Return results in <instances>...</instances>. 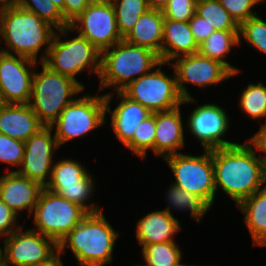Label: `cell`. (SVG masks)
<instances>
[{"label": "cell", "mask_w": 266, "mask_h": 266, "mask_svg": "<svg viewBox=\"0 0 266 266\" xmlns=\"http://www.w3.org/2000/svg\"><path fill=\"white\" fill-rule=\"evenodd\" d=\"M237 207L244 214L253 244L259 247L266 246V188L256 191Z\"/></svg>", "instance_id": "cell-24"}, {"label": "cell", "mask_w": 266, "mask_h": 266, "mask_svg": "<svg viewBox=\"0 0 266 266\" xmlns=\"http://www.w3.org/2000/svg\"><path fill=\"white\" fill-rule=\"evenodd\" d=\"M164 19L161 10L148 9L123 39L154 51L161 59Z\"/></svg>", "instance_id": "cell-23"}, {"label": "cell", "mask_w": 266, "mask_h": 266, "mask_svg": "<svg viewBox=\"0 0 266 266\" xmlns=\"http://www.w3.org/2000/svg\"><path fill=\"white\" fill-rule=\"evenodd\" d=\"M40 0H16V2H39Z\"/></svg>", "instance_id": "cell-48"}, {"label": "cell", "mask_w": 266, "mask_h": 266, "mask_svg": "<svg viewBox=\"0 0 266 266\" xmlns=\"http://www.w3.org/2000/svg\"><path fill=\"white\" fill-rule=\"evenodd\" d=\"M19 215L15 214L1 199H0V238L9 236L21 226L17 224Z\"/></svg>", "instance_id": "cell-40"}, {"label": "cell", "mask_w": 266, "mask_h": 266, "mask_svg": "<svg viewBox=\"0 0 266 266\" xmlns=\"http://www.w3.org/2000/svg\"><path fill=\"white\" fill-rule=\"evenodd\" d=\"M226 11L240 25L242 22L257 15L253 11V6L256 4H264L265 0H218Z\"/></svg>", "instance_id": "cell-38"}, {"label": "cell", "mask_w": 266, "mask_h": 266, "mask_svg": "<svg viewBox=\"0 0 266 266\" xmlns=\"http://www.w3.org/2000/svg\"><path fill=\"white\" fill-rule=\"evenodd\" d=\"M197 0H170L162 14L165 19L188 22L196 13Z\"/></svg>", "instance_id": "cell-37"}, {"label": "cell", "mask_w": 266, "mask_h": 266, "mask_svg": "<svg viewBox=\"0 0 266 266\" xmlns=\"http://www.w3.org/2000/svg\"><path fill=\"white\" fill-rule=\"evenodd\" d=\"M16 0H0V6L15 5Z\"/></svg>", "instance_id": "cell-45"}, {"label": "cell", "mask_w": 266, "mask_h": 266, "mask_svg": "<svg viewBox=\"0 0 266 266\" xmlns=\"http://www.w3.org/2000/svg\"><path fill=\"white\" fill-rule=\"evenodd\" d=\"M266 55V22L258 15L242 22L239 26V38Z\"/></svg>", "instance_id": "cell-35"}, {"label": "cell", "mask_w": 266, "mask_h": 266, "mask_svg": "<svg viewBox=\"0 0 266 266\" xmlns=\"http://www.w3.org/2000/svg\"><path fill=\"white\" fill-rule=\"evenodd\" d=\"M61 254L62 253L58 251L49 260L42 262L38 266H64V264L62 263V259L60 258L62 257L60 256Z\"/></svg>", "instance_id": "cell-43"}, {"label": "cell", "mask_w": 266, "mask_h": 266, "mask_svg": "<svg viewBox=\"0 0 266 266\" xmlns=\"http://www.w3.org/2000/svg\"><path fill=\"white\" fill-rule=\"evenodd\" d=\"M188 23L198 45L205 41L215 31V29L197 13H195Z\"/></svg>", "instance_id": "cell-41"}, {"label": "cell", "mask_w": 266, "mask_h": 266, "mask_svg": "<svg viewBox=\"0 0 266 266\" xmlns=\"http://www.w3.org/2000/svg\"><path fill=\"white\" fill-rule=\"evenodd\" d=\"M37 66L38 62L32 59L0 51V98L3 104H29L33 68Z\"/></svg>", "instance_id": "cell-14"}, {"label": "cell", "mask_w": 266, "mask_h": 266, "mask_svg": "<svg viewBox=\"0 0 266 266\" xmlns=\"http://www.w3.org/2000/svg\"><path fill=\"white\" fill-rule=\"evenodd\" d=\"M182 230L179 220L165 210H157L140 218L136 238L142 247L151 244L175 242L173 237Z\"/></svg>", "instance_id": "cell-21"}, {"label": "cell", "mask_w": 266, "mask_h": 266, "mask_svg": "<svg viewBox=\"0 0 266 266\" xmlns=\"http://www.w3.org/2000/svg\"><path fill=\"white\" fill-rule=\"evenodd\" d=\"M173 68V77L163 73L162 65ZM121 92L131 100L140 103L152 113L175 109L182 104L177 89L176 72L171 63L161 61L158 68L129 83Z\"/></svg>", "instance_id": "cell-8"}, {"label": "cell", "mask_w": 266, "mask_h": 266, "mask_svg": "<svg viewBox=\"0 0 266 266\" xmlns=\"http://www.w3.org/2000/svg\"><path fill=\"white\" fill-rule=\"evenodd\" d=\"M57 5L65 18L70 24L76 19L93 0H51Z\"/></svg>", "instance_id": "cell-39"}, {"label": "cell", "mask_w": 266, "mask_h": 266, "mask_svg": "<svg viewBox=\"0 0 266 266\" xmlns=\"http://www.w3.org/2000/svg\"><path fill=\"white\" fill-rule=\"evenodd\" d=\"M240 44L241 38H239V31L215 30L199 45L198 53L202 56L221 62L232 73L238 74L240 69L232 66L225 58L233 49L232 47L240 46Z\"/></svg>", "instance_id": "cell-25"}, {"label": "cell", "mask_w": 266, "mask_h": 266, "mask_svg": "<svg viewBox=\"0 0 266 266\" xmlns=\"http://www.w3.org/2000/svg\"><path fill=\"white\" fill-rule=\"evenodd\" d=\"M114 95L113 93H105V102L107 112L110 113L111 117V127L113 133L117 139L126 146L134 136L135 130H137L138 125L152 114L146 107H143L140 103L135 102L125 96L121 91H116V95L120 98L119 104L111 110L110 102Z\"/></svg>", "instance_id": "cell-18"}, {"label": "cell", "mask_w": 266, "mask_h": 266, "mask_svg": "<svg viewBox=\"0 0 266 266\" xmlns=\"http://www.w3.org/2000/svg\"><path fill=\"white\" fill-rule=\"evenodd\" d=\"M155 130L156 113H152L138 125L133 139L125 147L139 158L145 159L149 149L154 153Z\"/></svg>", "instance_id": "cell-33"}, {"label": "cell", "mask_w": 266, "mask_h": 266, "mask_svg": "<svg viewBox=\"0 0 266 266\" xmlns=\"http://www.w3.org/2000/svg\"><path fill=\"white\" fill-rule=\"evenodd\" d=\"M196 13L215 30L239 31V24L218 0H197Z\"/></svg>", "instance_id": "cell-28"}, {"label": "cell", "mask_w": 266, "mask_h": 266, "mask_svg": "<svg viewBox=\"0 0 266 266\" xmlns=\"http://www.w3.org/2000/svg\"><path fill=\"white\" fill-rule=\"evenodd\" d=\"M52 131V127L45 126L24 142L23 162L20 169L15 170L31 180L40 182L44 187L51 178L54 152L60 148L55 134L52 136Z\"/></svg>", "instance_id": "cell-16"}, {"label": "cell", "mask_w": 266, "mask_h": 266, "mask_svg": "<svg viewBox=\"0 0 266 266\" xmlns=\"http://www.w3.org/2000/svg\"><path fill=\"white\" fill-rule=\"evenodd\" d=\"M171 266H200V265H187V264H182V262L180 260L178 263H175L174 265H171Z\"/></svg>", "instance_id": "cell-47"}, {"label": "cell", "mask_w": 266, "mask_h": 266, "mask_svg": "<svg viewBox=\"0 0 266 266\" xmlns=\"http://www.w3.org/2000/svg\"><path fill=\"white\" fill-rule=\"evenodd\" d=\"M94 178L87 173L81 180L80 185L71 186H45V188L57 195L64 197L68 201L79 205L87 213H96L102 211L101 207L97 203L86 204L88 200L92 197L94 189Z\"/></svg>", "instance_id": "cell-27"}, {"label": "cell", "mask_w": 266, "mask_h": 266, "mask_svg": "<svg viewBox=\"0 0 266 266\" xmlns=\"http://www.w3.org/2000/svg\"><path fill=\"white\" fill-rule=\"evenodd\" d=\"M118 236L102 211L88 213L60 241L59 251L64 253L68 245L80 266H105L113 261Z\"/></svg>", "instance_id": "cell-3"}, {"label": "cell", "mask_w": 266, "mask_h": 266, "mask_svg": "<svg viewBox=\"0 0 266 266\" xmlns=\"http://www.w3.org/2000/svg\"><path fill=\"white\" fill-rule=\"evenodd\" d=\"M247 141L212 150L214 184L221 188L236 205L262 189L264 163Z\"/></svg>", "instance_id": "cell-1"}, {"label": "cell", "mask_w": 266, "mask_h": 266, "mask_svg": "<svg viewBox=\"0 0 266 266\" xmlns=\"http://www.w3.org/2000/svg\"><path fill=\"white\" fill-rule=\"evenodd\" d=\"M161 59L154 51L124 39L101 52L99 91L113 87L121 91L129 83L157 68Z\"/></svg>", "instance_id": "cell-4"}, {"label": "cell", "mask_w": 266, "mask_h": 266, "mask_svg": "<svg viewBox=\"0 0 266 266\" xmlns=\"http://www.w3.org/2000/svg\"><path fill=\"white\" fill-rule=\"evenodd\" d=\"M87 214L79 205L44 188L31 214L34 215L33 230L59 244Z\"/></svg>", "instance_id": "cell-9"}, {"label": "cell", "mask_w": 266, "mask_h": 266, "mask_svg": "<svg viewBox=\"0 0 266 266\" xmlns=\"http://www.w3.org/2000/svg\"><path fill=\"white\" fill-rule=\"evenodd\" d=\"M239 105L252 119L266 117V86L262 82L248 84L241 93Z\"/></svg>", "instance_id": "cell-32"}, {"label": "cell", "mask_w": 266, "mask_h": 266, "mask_svg": "<svg viewBox=\"0 0 266 266\" xmlns=\"http://www.w3.org/2000/svg\"><path fill=\"white\" fill-rule=\"evenodd\" d=\"M42 71H34L29 106L39 120L50 126L63 109L70 104L73 96L84 89L73 79L52 71L43 62Z\"/></svg>", "instance_id": "cell-6"}, {"label": "cell", "mask_w": 266, "mask_h": 266, "mask_svg": "<svg viewBox=\"0 0 266 266\" xmlns=\"http://www.w3.org/2000/svg\"><path fill=\"white\" fill-rule=\"evenodd\" d=\"M170 0H146L148 7L155 10H163Z\"/></svg>", "instance_id": "cell-44"}, {"label": "cell", "mask_w": 266, "mask_h": 266, "mask_svg": "<svg viewBox=\"0 0 266 266\" xmlns=\"http://www.w3.org/2000/svg\"><path fill=\"white\" fill-rule=\"evenodd\" d=\"M171 64L176 72L177 89L183 99L182 104L196 102L188 92L186 83L205 88L216 86L236 75L221 62L199 53L178 57Z\"/></svg>", "instance_id": "cell-11"}, {"label": "cell", "mask_w": 266, "mask_h": 266, "mask_svg": "<svg viewBox=\"0 0 266 266\" xmlns=\"http://www.w3.org/2000/svg\"><path fill=\"white\" fill-rule=\"evenodd\" d=\"M24 152L25 145L23 141L13 139L0 133V162L12 167L17 166L20 169L24 158Z\"/></svg>", "instance_id": "cell-36"}, {"label": "cell", "mask_w": 266, "mask_h": 266, "mask_svg": "<svg viewBox=\"0 0 266 266\" xmlns=\"http://www.w3.org/2000/svg\"><path fill=\"white\" fill-rule=\"evenodd\" d=\"M226 110L214 103H206L191 111L188 129L199 140L203 150H213L237 144L223 139L230 127Z\"/></svg>", "instance_id": "cell-15"}, {"label": "cell", "mask_w": 266, "mask_h": 266, "mask_svg": "<svg viewBox=\"0 0 266 266\" xmlns=\"http://www.w3.org/2000/svg\"><path fill=\"white\" fill-rule=\"evenodd\" d=\"M55 29L24 8L16 5L0 6V44L4 40L8 47L1 49L2 52L38 62L39 51L45 46L44 53L39 56L42 63L48 55Z\"/></svg>", "instance_id": "cell-2"}, {"label": "cell", "mask_w": 266, "mask_h": 266, "mask_svg": "<svg viewBox=\"0 0 266 266\" xmlns=\"http://www.w3.org/2000/svg\"><path fill=\"white\" fill-rule=\"evenodd\" d=\"M44 188L15 171L0 176V199L17 215L28 210L30 217Z\"/></svg>", "instance_id": "cell-17"}, {"label": "cell", "mask_w": 266, "mask_h": 266, "mask_svg": "<svg viewBox=\"0 0 266 266\" xmlns=\"http://www.w3.org/2000/svg\"><path fill=\"white\" fill-rule=\"evenodd\" d=\"M15 5L35 13L42 20L56 28V30L70 26L65 20L61 9L51 0H40L39 2H15Z\"/></svg>", "instance_id": "cell-34"}, {"label": "cell", "mask_w": 266, "mask_h": 266, "mask_svg": "<svg viewBox=\"0 0 266 266\" xmlns=\"http://www.w3.org/2000/svg\"><path fill=\"white\" fill-rule=\"evenodd\" d=\"M0 266H5L4 265V250L0 247Z\"/></svg>", "instance_id": "cell-46"}, {"label": "cell", "mask_w": 266, "mask_h": 266, "mask_svg": "<svg viewBox=\"0 0 266 266\" xmlns=\"http://www.w3.org/2000/svg\"><path fill=\"white\" fill-rule=\"evenodd\" d=\"M175 176V184L192 194L204 198L211 206L214 203L216 189L212 150H203L200 156L178 153L163 159Z\"/></svg>", "instance_id": "cell-10"}, {"label": "cell", "mask_w": 266, "mask_h": 266, "mask_svg": "<svg viewBox=\"0 0 266 266\" xmlns=\"http://www.w3.org/2000/svg\"><path fill=\"white\" fill-rule=\"evenodd\" d=\"M180 107L156 112L154 155L162 156L163 159L180 153L178 150H181L185 144Z\"/></svg>", "instance_id": "cell-19"}, {"label": "cell", "mask_w": 266, "mask_h": 266, "mask_svg": "<svg viewBox=\"0 0 266 266\" xmlns=\"http://www.w3.org/2000/svg\"><path fill=\"white\" fill-rule=\"evenodd\" d=\"M105 109L104 94L96 96L84 94L75 98L50 125L52 129H55L53 133L58 146L77 137L86 136L96 128L105 125Z\"/></svg>", "instance_id": "cell-7"}, {"label": "cell", "mask_w": 266, "mask_h": 266, "mask_svg": "<svg viewBox=\"0 0 266 266\" xmlns=\"http://www.w3.org/2000/svg\"><path fill=\"white\" fill-rule=\"evenodd\" d=\"M198 50L188 22L164 19L161 61L171 63L178 57L198 53Z\"/></svg>", "instance_id": "cell-22"}, {"label": "cell", "mask_w": 266, "mask_h": 266, "mask_svg": "<svg viewBox=\"0 0 266 266\" xmlns=\"http://www.w3.org/2000/svg\"><path fill=\"white\" fill-rule=\"evenodd\" d=\"M70 27L101 52L123 40L110 0H93Z\"/></svg>", "instance_id": "cell-12"}, {"label": "cell", "mask_w": 266, "mask_h": 266, "mask_svg": "<svg viewBox=\"0 0 266 266\" xmlns=\"http://www.w3.org/2000/svg\"><path fill=\"white\" fill-rule=\"evenodd\" d=\"M264 180H265V183H266V162L264 163ZM266 188V184L264 186Z\"/></svg>", "instance_id": "cell-49"}, {"label": "cell", "mask_w": 266, "mask_h": 266, "mask_svg": "<svg viewBox=\"0 0 266 266\" xmlns=\"http://www.w3.org/2000/svg\"><path fill=\"white\" fill-rule=\"evenodd\" d=\"M166 196L169 204L163 210L172 216L171 206L175 210H189L191 218L197 220L198 223L201 222L203 216L212 207L204 198L183 190L173 183L169 186Z\"/></svg>", "instance_id": "cell-26"}, {"label": "cell", "mask_w": 266, "mask_h": 266, "mask_svg": "<svg viewBox=\"0 0 266 266\" xmlns=\"http://www.w3.org/2000/svg\"><path fill=\"white\" fill-rule=\"evenodd\" d=\"M86 168L72 159H61L54 163L51 178L46 186L80 185V180L87 174Z\"/></svg>", "instance_id": "cell-31"}, {"label": "cell", "mask_w": 266, "mask_h": 266, "mask_svg": "<svg viewBox=\"0 0 266 266\" xmlns=\"http://www.w3.org/2000/svg\"><path fill=\"white\" fill-rule=\"evenodd\" d=\"M115 11L119 33L124 38L148 9L146 0H110Z\"/></svg>", "instance_id": "cell-29"}, {"label": "cell", "mask_w": 266, "mask_h": 266, "mask_svg": "<svg viewBox=\"0 0 266 266\" xmlns=\"http://www.w3.org/2000/svg\"><path fill=\"white\" fill-rule=\"evenodd\" d=\"M176 242H164L142 247L143 259L146 265L136 266H171L182 259L183 252L180 251ZM182 252V253H181Z\"/></svg>", "instance_id": "cell-30"}, {"label": "cell", "mask_w": 266, "mask_h": 266, "mask_svg": "<svg viewBox=\"0 0 266 266\" xmlns=\"http://www.w3.org/2000/svg\"><path fill=\"white\" fill-rule=\"evenodd\" d=\"M55 31L43 63L52 71L73 79L84 89V85L76 79V75L86 69L89 70L88 73H95L99 77L101 51L80 34L70 40H61L62 36L65 37L69 35L68 32H73L70 26Z\"/></svg>", "instance_id": "cell-5"}, {"label": "cell", "mask_w": 266, "mask_h": 266, "mask_svg": "<svg viewBox=\"0 0 266 266\" xmlns=\"http://www.w3.org/2000/svg\"><path fill=\"white\" fill-rule=\"evenodd\" d=\"M22 227L4 237L5 266H38L59 251L58 243L47 236Z\"/></svg>", "instance_id": "cell-13"}, {"label": "cell", "mask_w": 266, "mask_h": 266, "mask_svg": "<svg viewBox=\"0 0 266 266\" xmlns=\"http://www.w3.org/2000/svg\"><path fill=\"white\" fill-rule=\"evenodd\" d=\"M248 142L254 147L259 153H264L262 159L263 163L266 162V123H263L252 137H249Z\"/></svg>", "instance_id": "cell-42"}, {"label": "cell", "mask_w": 266, "mask_h": 266, "mask_svg": "<svg viewBox=\"0 0 266 266\" xmlns=\"http://www.w3.org/2000/svg\"><path fill=\"white\" fill-rule=\"evenodd\" d=\"M44 127L29 104L0 105L1 134L26 142Z\"/></svg>", "instance_id": "cell-20"}]
</instances>
